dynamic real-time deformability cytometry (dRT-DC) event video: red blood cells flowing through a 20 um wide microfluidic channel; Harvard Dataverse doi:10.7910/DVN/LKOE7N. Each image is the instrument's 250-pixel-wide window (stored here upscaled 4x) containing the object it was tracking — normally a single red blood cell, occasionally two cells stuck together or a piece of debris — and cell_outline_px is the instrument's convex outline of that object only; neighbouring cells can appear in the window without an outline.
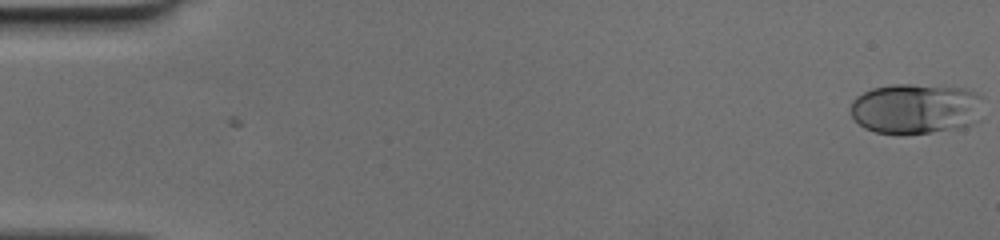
{"species": "human", "species_latin": "Homo sapiens", "temperature_condition": "cold", "stored_images_in_passage": 31, "camera_frame_rate_fps": 3000, "um_per_image_px": 0.085, "donor": {"sex": "female"}, "frame": {"image": 1, "passage_image": 1, "time_ms": 0.0, "image_size_px": [1000, 240], "cell_outline_px": [[984, 96], [976, 120], [968, 124], [956, 128], [904, 136], [900, 136], [876, 132], [864, 128], [852, 116], [852, 100], [856, 96], [872, 88], [892, 84], [912, 84], [960, 88], [976, 92]], "centroid_in_image_um": [77.8, 9.24], "position_along_channel_um": 7.2, "area_um2": 39.13}}
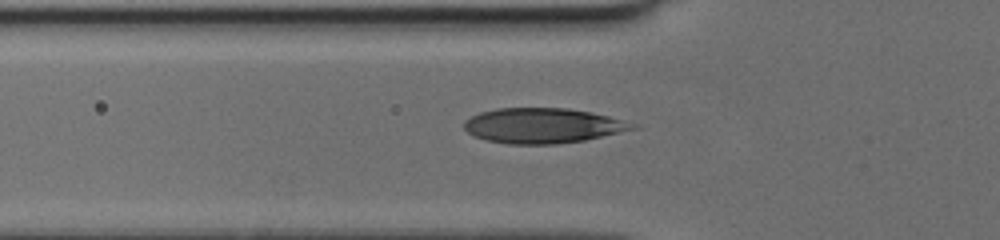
{"frame": {"image": 2, "passage_image": 18, "time_ms": 5.667, "image_size_px": [1000, 240], "cell_outline_px": [[640, 128], [584, 140], [556, 144], [508, 144], [484, 140], [472, 136], [464, 128], [464, 120], [480, 112], [496, 108], [568, 108], [592, 112], [608, 116], [636, 124]], "centroid_in_image_um": [46.11, 10.68], "position_along_channel_um": 79.7, "area_um2": 34.62}}
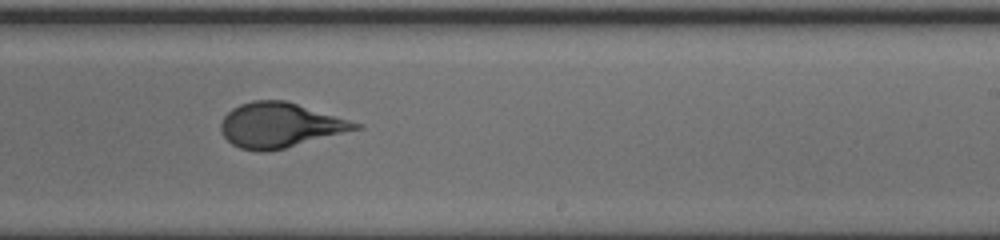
{"frame": {"image": 3, "passage_image": 31, "time_ms": 10.0, "image_size_px": [1000, 240], "cell_outline_px": [[364, 128], [268, 152], [256, 152], [240, 148], [232, 144], [220, 132], [220, 124], [224, 116], [232, 108], [240, 104], [252, 100], [284, 100], [364, 124]], "centroid_in_image_um": [23.8, 10.65], "position_along_channel_um": 265.2, "area_um2": 35.26}}